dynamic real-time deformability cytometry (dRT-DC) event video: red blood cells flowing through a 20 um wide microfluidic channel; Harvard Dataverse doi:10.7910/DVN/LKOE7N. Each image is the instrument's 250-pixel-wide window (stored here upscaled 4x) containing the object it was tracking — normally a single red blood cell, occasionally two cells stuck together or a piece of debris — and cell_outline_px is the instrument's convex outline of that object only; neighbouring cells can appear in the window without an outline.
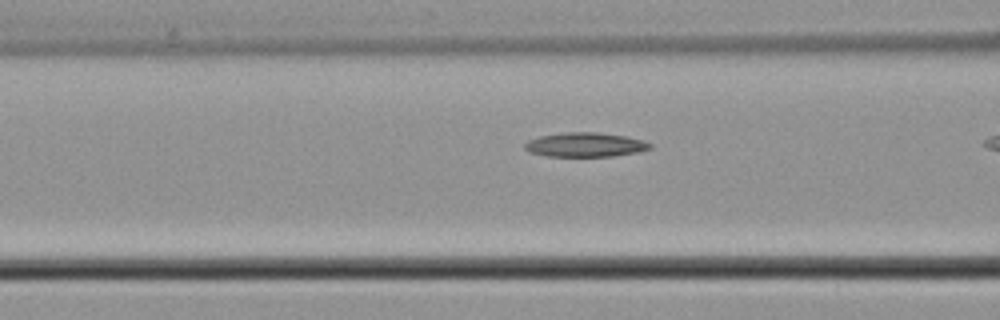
{"species": "common noctule bat (a hibernating species)", "species_latin": "Nyctalus noctula", "temperature_condition": "cold", "stored_images_in_passage": 31, "camera_frame_rate_fps": 3000, "um_per_image_px": 0.085, "animal": {"sex": "male", "body_mass_g": 21.5, "forearm_length_mm": 52.0}, "frame": {"image": 1, "passage_image": 10, "time_ms": 3.0, "image_size_px": [1000, 320], "cell_outline_px": [[652, 148], [640, 152], [612, 156], [544, 156], [528, 152], [524, 148], [524, 144], [528, 140], [540, 136], [564, 132], [596, 132], [628, 136], [644, 140], [652, 144]], "centroid_in_image_um": [49.76, 12.3], "position_along_channel_um": 116.8, "area_um2": 17.98}}
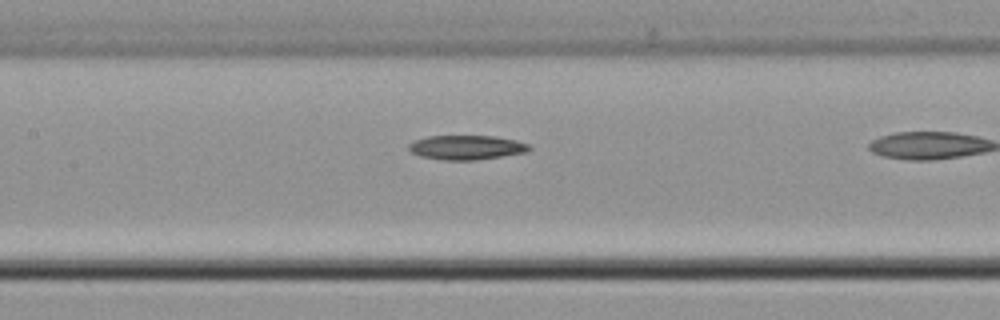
{"frame": {"image": 2, "passage_image": 14, "time_ms": 4.333, "image_size_px": [1000, 320], "cell_outline_px": [[532, 148], [528, 152], [476, 160], [440, 160], [420, 156], [412, 152], [408, 148], [408, 144], [412, 140], [428, 136], [496, 136], [516, 140], [528, 144]], "centroid_in_image_um": [39.64, 12.53], "position_along_channel_um": 167.8, "area_um2": 17.28}}